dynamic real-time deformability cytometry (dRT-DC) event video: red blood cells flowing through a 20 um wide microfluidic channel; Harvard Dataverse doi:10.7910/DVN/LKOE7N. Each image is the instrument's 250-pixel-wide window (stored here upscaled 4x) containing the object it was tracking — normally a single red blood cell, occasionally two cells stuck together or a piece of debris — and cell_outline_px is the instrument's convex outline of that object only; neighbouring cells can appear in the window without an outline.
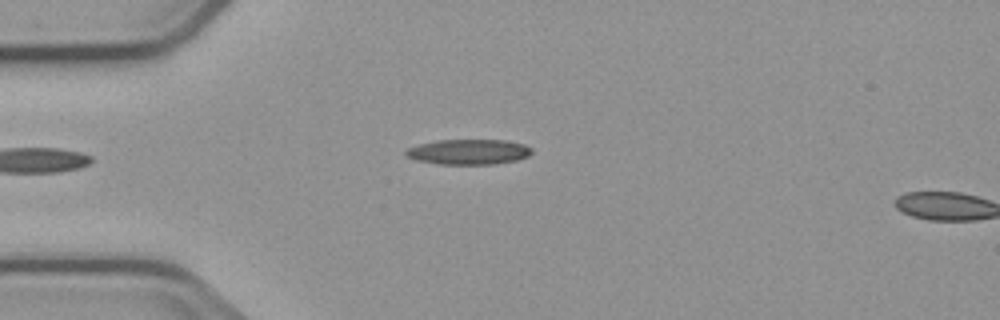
{"species": "common noctule bat (a hibernating species)", "species_latin": "Nyctalus noctula", "temperature_condition": "cold", "stored_images_in_passage": 2, "camera_frame_rate_fps": 3000, "um_per_image_px": 0.085, "animal": {"sex": "male", "body_mass_g": 23.1, "forearm_length_mm": 52.7}, "frame": {"image": 1, "passage_image": 1, "time_ms": 0.0, "image_size_px": [1000, 320], "cell_outline_px": [[532, 152], [528, 156], [516, 160], [496, 164], [440, 164], [416, 160], [408, 156], [404, 152], [408, 148], [420, 144], [436, 140], [508, 140], [524, 144], [532, 148]], "centroid_in_image_um": [39.86, 12.9], "position_along_channel_um": 45.1, "area_um2": 18.5}}